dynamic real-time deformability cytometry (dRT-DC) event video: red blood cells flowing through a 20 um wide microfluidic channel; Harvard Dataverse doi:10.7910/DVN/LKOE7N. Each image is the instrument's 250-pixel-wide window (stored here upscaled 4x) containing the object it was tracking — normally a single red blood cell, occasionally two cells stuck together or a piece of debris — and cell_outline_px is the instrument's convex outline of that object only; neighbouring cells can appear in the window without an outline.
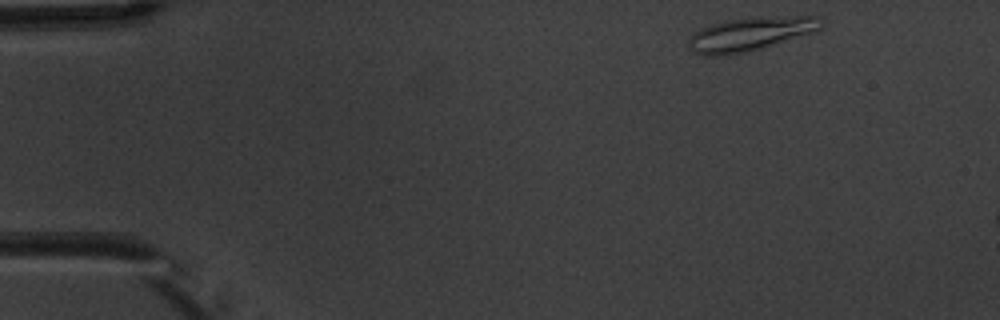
{"species": "common noctule bat (a hibernating species)", "species_latin": "Nyctalus noctula", "temperature_condition": "warm", "stored_images_in_passage": 3, "camera_frame_rate_fps": 3000, "um_per_image_px": 0.085, "animal": {"sex": "male", "body_mass_g": 20.1, "forearm_length_mm": 53.5}, "frame": {"image": 1, "passage_image": 1, "time_ms": 0.0, "image_size_px": [1000, 320], "cell_outline_px": [[824, 24], [816, 32], [748, 52], [720, 56], [704, 56], [692, 52], [688, 48], [688, 40], [692, 32], [708, 24], [728, 20], [760, 16], [816, 16]], "centroid_in_image_um": [63.73, 2.89], "position_along_channel_um": 21.3, "area_um2": 26.53}}